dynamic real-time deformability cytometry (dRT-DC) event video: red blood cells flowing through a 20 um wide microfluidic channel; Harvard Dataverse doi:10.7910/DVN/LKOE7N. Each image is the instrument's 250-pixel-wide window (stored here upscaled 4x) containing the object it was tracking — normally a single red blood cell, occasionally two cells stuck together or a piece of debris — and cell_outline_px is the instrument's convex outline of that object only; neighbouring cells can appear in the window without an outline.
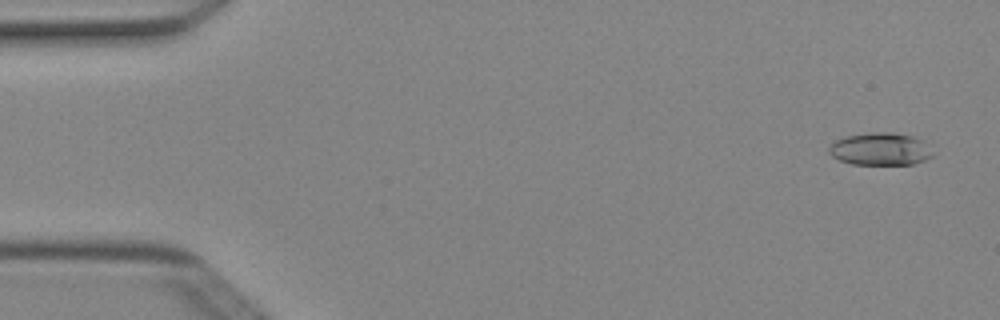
{"species": "Egyptian fruit bat (a non-hibernating species)", "species_latin": "Rousettus aegyptiacus", "temperature_condition": "cold", "stored_images_in_passage": 49, "camera_frame_rate_fps": 3000, "um_per_image_px": 0.085, "animal": {"sex": "female"}, "frame": {"image": 1, "passage_image": 1, "time_ms": 0.0, "image_size_px": [1000, 320], "cell_outline_px": [[932, 156], [924, 160], [912, 164], [852, 164], [840, 160], [832, 156], [828, 152], [828, 148], [836, 140], [844, 136], [868, 132], [892, 132], [912, 136], [924, 140]], "centroid_in_image_um": [74.79, 12.65], "position_along_channel_um": 10.2, "area_um2": 19.59}}
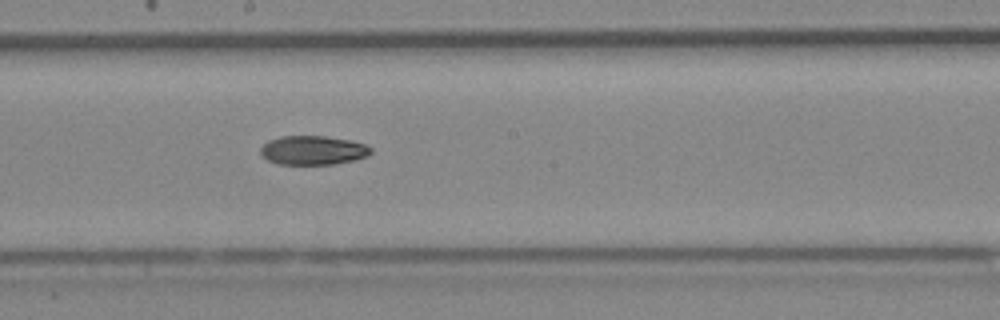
{"frame": {"image": 2, "passage_image": 26, "time_ms": 8.333, "image_size_px": [1000, 320], "cell_outline_px": [[372, 152], [368, 156], [352, 160], [332, 164], [276, 164], [268, 160], [260, 152], [260, 148], [268, 140], [280, 136], [324, 136], [352, 140], [364, 144], [372, 148]], "centroid_in_image_um": [26.6, 12.76], "position_along_channel_um": 221.6, "area_um2": 18.67}}
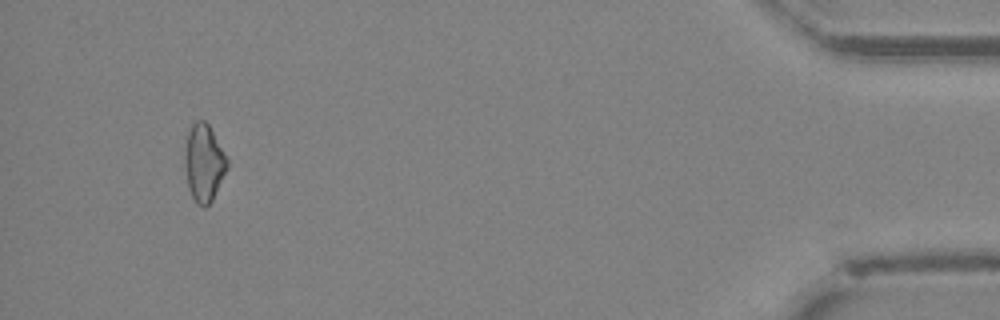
{"frame": {"image": 3, "passage_image": 46, "time_ms": 15.0, "image_size_px": [1000, 320], "cell_outline_px": [[228, 168], [212, 200], [204, 208], [196, 204], [188, 188], [184, 164], [184, 156], [188, 132], [192, 124], [196, 120], [204, 120], [208, 124], [228, 160]], "centroid_in_image_um": [17.32, 13.87], "position_along_channel_um": 417.9, "area_um2": 19.02}, "authors_computed_cell_mechanics": {"area_um2": 19.3052, "velocity_mm_per_s": 4.028, "shape_relaxation_time_tau1_ms": 7.8394, "shape_relaxation_time_tau2_ms": null, "deformation_change_tau1": 0.1701, "deformation_change_tau2": null}}